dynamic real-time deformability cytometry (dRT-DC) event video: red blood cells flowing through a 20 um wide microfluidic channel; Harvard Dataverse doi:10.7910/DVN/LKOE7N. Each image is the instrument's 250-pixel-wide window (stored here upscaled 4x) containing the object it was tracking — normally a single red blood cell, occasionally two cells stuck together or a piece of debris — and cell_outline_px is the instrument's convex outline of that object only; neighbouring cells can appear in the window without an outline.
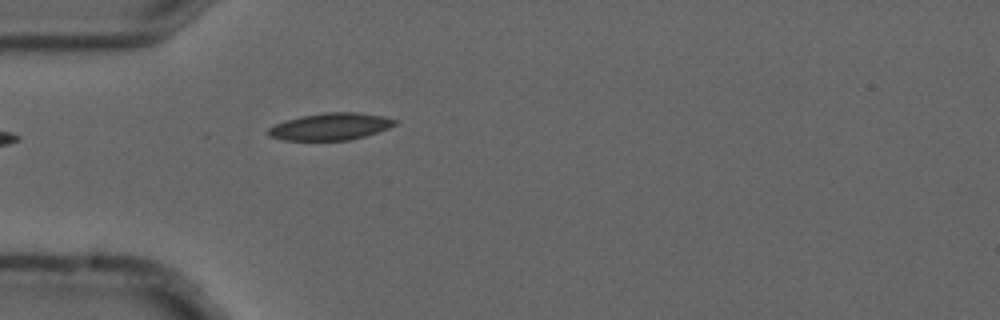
{"species": "common noctule bat (a hibernating species)", "species_latin": "Nyctalus noctula", "temperature_condition": "cold", "stored_images_in_passage": 2, "camera_frame_rate_fps": 3000, "um_per_image_px": 0.085, "animal": {"sex": "male", "forearm_length_mm": 52.5}, "frame": {"image": 1, "passage_image": 2, "time_ms": 0.333, "image_size_px": [1000, 320], "cell_outline_px": [[400, 120], [396, 124], [388, 128], [364, 136], [348, 140], [284, 140], [268, 136], [268, 128], [276, 124], [300, 116], [324, 112], [356, 112], [384, 116]], "centroid_in_image_um": [28.11, 10.75], "position_along_channel_um": 56.9, "area_um2": 19.88}}